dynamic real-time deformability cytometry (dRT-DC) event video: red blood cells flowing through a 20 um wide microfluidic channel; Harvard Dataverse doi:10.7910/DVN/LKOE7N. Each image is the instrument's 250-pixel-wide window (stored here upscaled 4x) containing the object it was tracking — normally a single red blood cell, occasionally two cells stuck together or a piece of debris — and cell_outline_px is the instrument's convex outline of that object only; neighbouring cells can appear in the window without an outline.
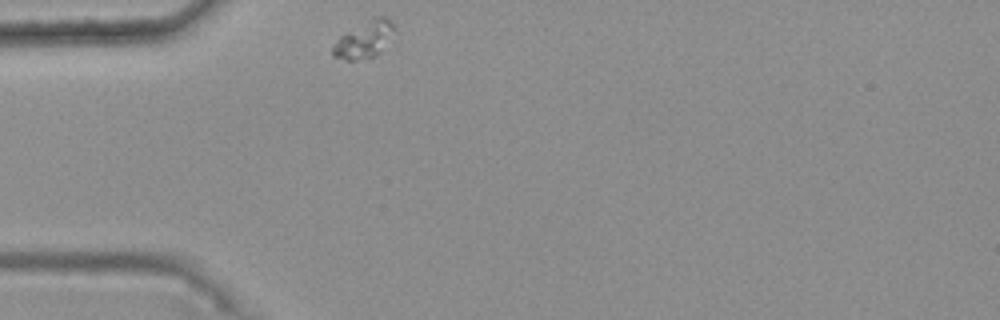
{"species": "common noctule bat (a hibernating species)", "species_latin": "Nyctalus noctula", "temperature_condition": "warm", "stored_images_in_passage": 42, "camera_frame_rate_fps": 3000, "um_per_image_px": 0.085, "animal": {"sex": "female", "body_mass_g": 25.1}, "frame": {"image": 1, "passage_image": 1, "time_ms": 0.0, "image_size_px": [1000, 320], "cell_outline_px": [[396, 28], [380, 52], [376, 56], [352, 60], [348, 60], [332, 56], [332, 48], [340, 36], [376, 16], [388, 16], [392, 20]], "centroid_in_image_um": [30.99, 3.35], "position_along_channel_um": 54.0, "area_um2": 12.89}}
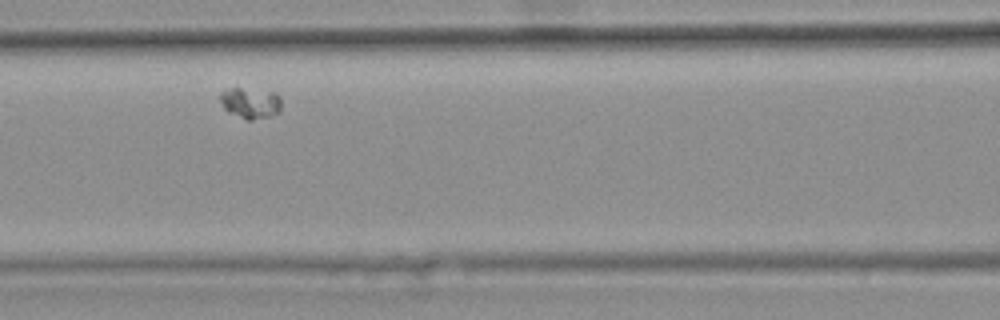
{"frame": {"image": 2, "passage_image": 10, "time_ms": 3.0, "image_size_px": [1000, 320], "cell_outline_px": [[280, 112], [268, 116], [252, 120], [248, 120], [228, 112], [224, 108], [220, 100], [220, 92], [224, 88], [240, 88], [276, 92], [280, 100]], "centroid_in_image_um": [21.26, 8.74], "position_along_channel_um": 145.3, "area_um2": 10.98}}
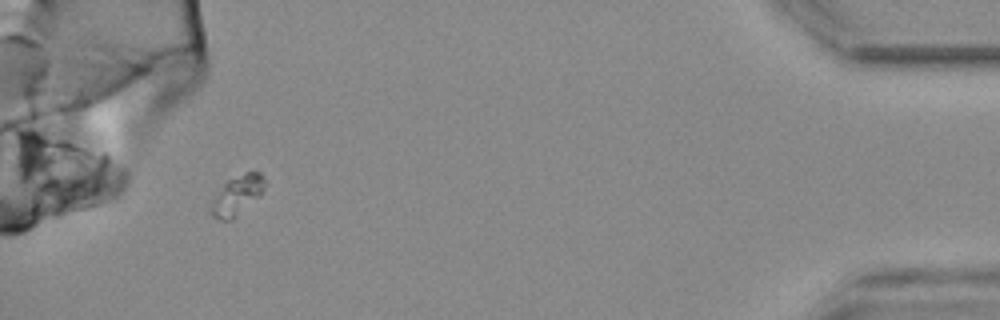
{"frame": {"image": 3, "passage_image": 40, "time_ms": 13.0, "image_size_px": [1000, 320], "cell_outline_px": [[264, 188], [260, 196], [232, 220], [220, 220], [212, 216], [208, 212], [208, 208], [212, 200], [224, 184], [228, 180], [244, 172], [260, 172], [264, 180]], "centroid_in_image_um": [20.12, 16.63], "position_along_channel_um": 415.1, "area_um2": 12.37}}